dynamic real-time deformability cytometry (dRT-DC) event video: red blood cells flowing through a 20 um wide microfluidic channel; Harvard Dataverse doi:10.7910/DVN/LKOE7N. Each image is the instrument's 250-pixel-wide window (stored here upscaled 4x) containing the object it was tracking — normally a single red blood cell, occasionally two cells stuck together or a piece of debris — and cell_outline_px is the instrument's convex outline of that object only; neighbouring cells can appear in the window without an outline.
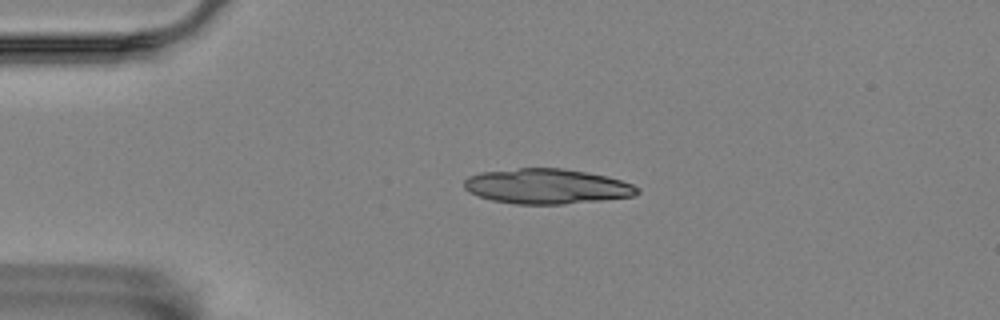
{"species": "Egyptian fruit bat (a non-hibernating species)", "species_latin": "Rousettus aegyptiacus", "temperature_condition": "room temperature", "stored_images_in_passage": 2, "camera_frame_rate_fps": 3000, "um_per_image_px": 0.085, "animal": {"sex": "female"}, "frame": {"image": 1, "passage_image": 1, "time_ms": 0.0, "image_size_px": [1000, 320], "cell_outline_px": [[640, 192], [636, 196], [604, 200], [564, 204], [516, 204], [492, 200], [468, 192], [464, 188], [464, 180], [468, 176], [480, 172], [520, 168], [564, 168], [588, 172], [608, 176], [632, 184], [640, 188]], "centroid_in_image_um": [46.51, 15.83], "position_along_channel_um": 38.5, "area_um2": 35.66}}